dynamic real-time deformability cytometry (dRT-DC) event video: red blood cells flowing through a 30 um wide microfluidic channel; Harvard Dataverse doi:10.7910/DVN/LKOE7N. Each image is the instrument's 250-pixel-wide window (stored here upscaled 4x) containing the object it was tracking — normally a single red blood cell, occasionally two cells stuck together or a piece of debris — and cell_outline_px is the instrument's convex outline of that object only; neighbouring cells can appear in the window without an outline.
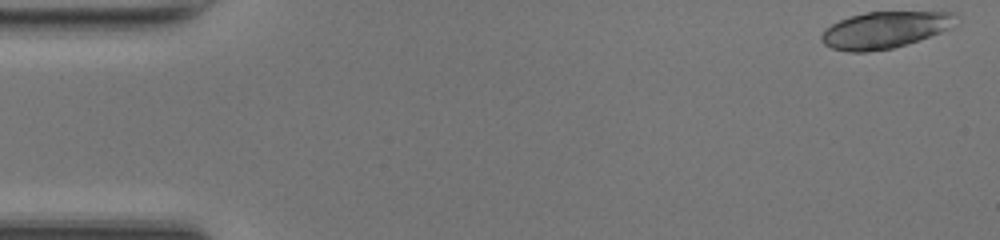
{"species": "common noctule bat (a hibernating species)", "species_latin": "Nyctalus noctula", "temperature_condition": "room temperature", "stored_images_in_passage": 48, "segment_of_instrument_passage": [1, 2], "camera_frame_rate_fps": 3000, "um_per_image_px": 0.085, "animal": {"sex": "female", "body_mass_g": 17.0, "forearm_length_mm": 48.0}, "frame": {"image": 1, "passage_image": 1, "time_ms": 0.0, "image_size_px": [1000, 240], "cell_outline_px": [[960, 16], [948, 28], [940, 32], [908, 44], [892, 48], [868, 52], [848, 52], [832, 48], [824, 44], [820, 40], [820, 36], [824, 28], [848, 16], [868, 12], [956, 12]], "centroid_in_image_um": [75.17, 2.54], "position_along_channel_um": 9.8, "area_um2": 28.78}}
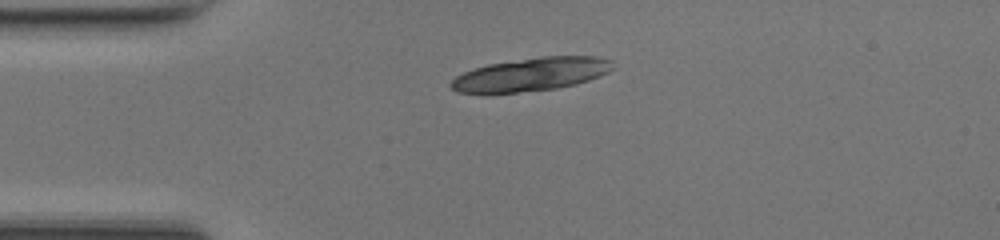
{"frame": {"image": 2, "passage_image": 11, "time_ms": 3.333, "image_size_px": [1000, 240], "cell_outline_px": [[616, 68], [600, 76], [576, 84], [556, 88], [516, 92], [456, 92], [448, 84], [456, 76], [464, 72], [488, 64], [540, 56], [596, 56], [612, 60]], "centroid_in_image_um": [45.21, 6.3], "position_along_channel_um": 39.8, "area_um2": 31.15}}